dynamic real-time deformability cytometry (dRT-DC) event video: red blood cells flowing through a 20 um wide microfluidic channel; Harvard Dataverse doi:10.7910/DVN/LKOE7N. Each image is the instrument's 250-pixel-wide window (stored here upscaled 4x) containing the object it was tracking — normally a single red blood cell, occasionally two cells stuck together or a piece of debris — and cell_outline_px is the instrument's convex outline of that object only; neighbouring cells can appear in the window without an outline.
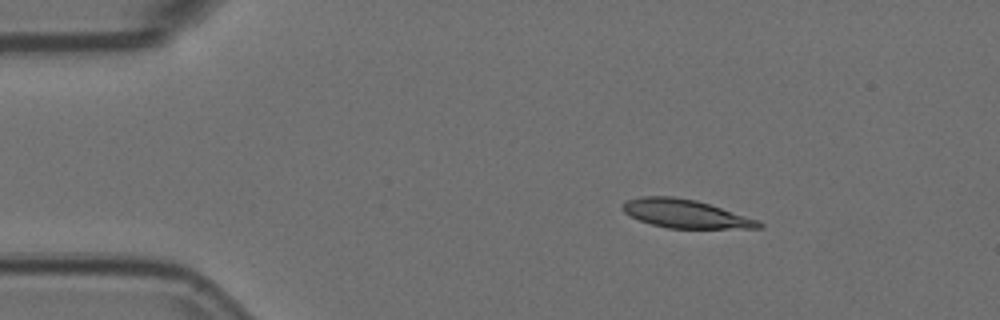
{"species": "Egyptian fruit bat (a non-hibernating species)", "species_latin": "Rousettus aegyptiacus", "temperature_condition": "room temperature", "stored_images_in_passage": 3, "camera_frame_rate_fps": 3000, "um_per_image_px": 0.085, "animal": {"sex": "female"}, "frame": {"image": 1, "passage_image": 1, "time_ms": 0.0, "image_size_px": [1000, 320], "cell_outline_px": [[764, 228], [668, 228], [652, 224], [640, 220], [624, 212], [620, 208], [620, 204], [624, 200], [640, 196], [672, 196], [696, 200], [760, 220], [764, 224]], "centroid_in_image_um": [58.24, 18.16], "position_along_channel_um": 26.8, "area_um2": 22.66}}